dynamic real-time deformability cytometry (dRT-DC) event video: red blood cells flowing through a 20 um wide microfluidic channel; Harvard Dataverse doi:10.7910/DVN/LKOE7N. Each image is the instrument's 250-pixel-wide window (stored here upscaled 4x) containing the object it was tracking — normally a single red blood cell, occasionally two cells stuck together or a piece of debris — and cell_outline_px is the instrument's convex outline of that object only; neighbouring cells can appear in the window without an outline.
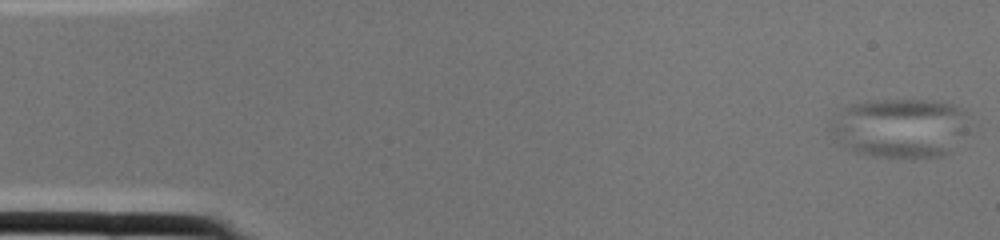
{"species": "common noctule bat (a hibernating species)", "species_latin": "Nyctalus noctula", "temperature_condition": "cold", "stored_images_in_passage": 2, "camera_frame_rate_fps": 3000, "um_per_image_px": 0.085, "animal": {"sex": "female", "body_mass_g": 22.0, "forearm_length_mm": 56.7}, "frame": {"image": 1, "passage_image": 1, "time_ms": 0.0, "image_size_px": [1000, 240], "cell_outline_px": [[968, 132], [952, 152], [940, 156], [912, 160], [872, 156], [852, 152], [828, 128], [828, 124], [844, 108], [852, 104], [868, 100], [936, 100], [952, 104], [960, 108], [964, 112], [968, 128]], "centroid_in_image_um": [76.56, 10.91], "position_along_channel_um": 8.4, "area_um2": 48.9}}